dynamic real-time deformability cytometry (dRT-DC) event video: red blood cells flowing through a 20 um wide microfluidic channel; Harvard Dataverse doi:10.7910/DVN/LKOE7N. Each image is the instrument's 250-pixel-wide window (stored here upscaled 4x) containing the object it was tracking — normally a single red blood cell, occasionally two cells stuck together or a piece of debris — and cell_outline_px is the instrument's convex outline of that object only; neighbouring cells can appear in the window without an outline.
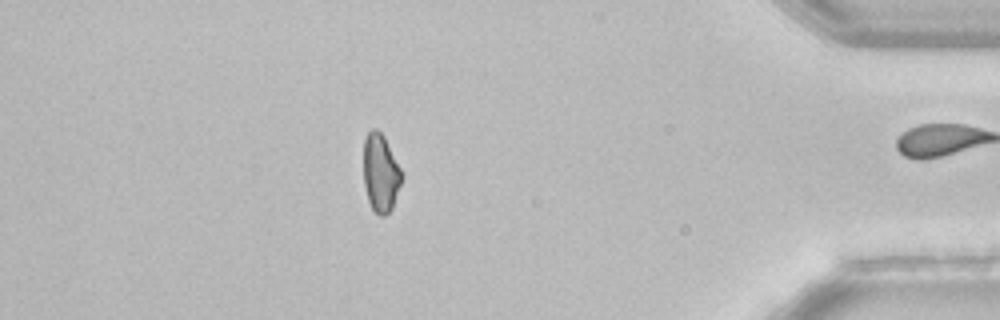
{"species": "common noctule bat (a hibernating species)", "species_latin": "Nyctalus noctula", "temperature_condition": "room temperature", "stored_images_in_passage": 54, "camera_frame_rate_fps": 3000, "um_per_image_px": 0.085, "animal": {"sex": "female", "body_mass_g": 22.7, "forearm_length_mm": 54.2}, "frame": {"image": 1, "passage_image": 46, "time_ms": 15.0, "image_size_px": [1000, 320], "cell_outline_px": [[400, 184], [392, 208], [384, 216], [380, 216], [372, 212], [364, 188], [364, 140], [368, 132], [372, 128], [376, 128], [384, 136], [400, 168]], "centroid_in_image_um": [32.31, 14.72], "position_along_channel_um": 402.9, "area_um2": 17.17}, "authors_computed_cell_mechanics": {"area_um2": 18.3804, "velocity_mm_per_s": 3.8594, "shape_relaxation_time_tau1_ms": 7.8411, "shape_relaxation_time_tau2_ms": null, "deformation_change_tau1": 0.123, "deformation_change_tau2": null}}